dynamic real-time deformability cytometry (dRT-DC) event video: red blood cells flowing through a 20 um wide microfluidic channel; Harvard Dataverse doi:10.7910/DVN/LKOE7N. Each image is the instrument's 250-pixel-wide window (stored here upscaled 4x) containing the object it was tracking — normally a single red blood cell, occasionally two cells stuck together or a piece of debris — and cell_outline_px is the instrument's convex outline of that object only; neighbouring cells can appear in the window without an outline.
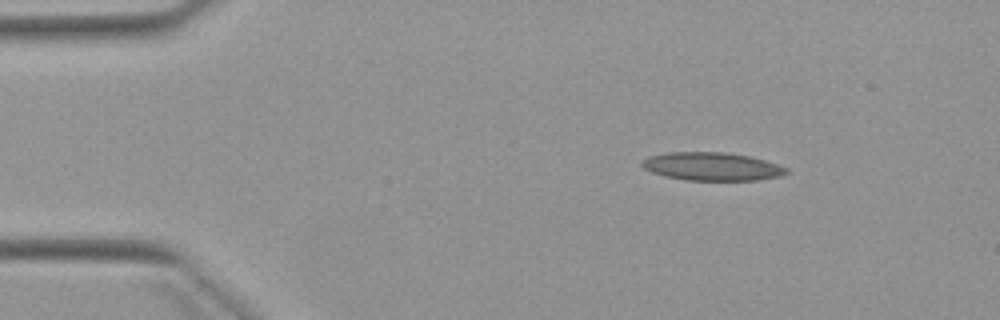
{"species": "Egyptian fruit bat (a non-hibernating species)", "species_latin": "Rousettus aegyptiacus", "temperature_condition": "warm", "stored_images_in_passage": 4, "camera_frame_rate_fps": 3000, "um_per_image_px": 0.085, "animal": {"sex": "female"}, "frame": {"image": 1, "passage_image": 2, "time_ms": 1.0, "image_size_px": [1000, 320], "cell_outline_px": [[788, 172], [780, 176], [756, 180], [688, 180], [664, 176], [652, 172], [644, 168], [640, 164], [648, 156], [668, 152], [724, 152], [748, 156], [780, 164], [788, 168]], "centroid_in_image_um": [60.52, 14.15], "position_along_channel_um": 24.5, "area_um2": 23.64}}